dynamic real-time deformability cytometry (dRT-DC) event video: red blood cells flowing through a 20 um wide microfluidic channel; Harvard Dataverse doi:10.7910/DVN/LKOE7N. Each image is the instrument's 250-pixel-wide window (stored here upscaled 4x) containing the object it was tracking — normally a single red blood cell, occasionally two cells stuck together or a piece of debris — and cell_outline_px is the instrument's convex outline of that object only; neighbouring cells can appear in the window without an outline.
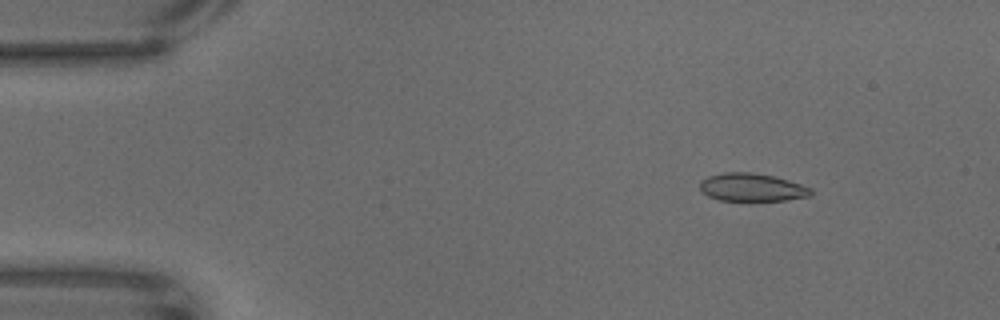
{"species": "common noctule bat (a hibernating species)", "species_latin": "Nyctalus noctula", "temperature_condition": "warm", "stored_images_in_passage": 64, "camera_frame_rate_fps": 3000, "um_per_image_px": 0.085, "animal": {"sex": "male", "body_mass_g": 18.8}, "frame": {"image": 1, "passage_image": 8, "time_ms": 2.333, "image_size_px": [1000, 320], "cell_outline_px": [[812, 196], [784, 200], [748, 204], [720, 200], [708, 196], [700, 188], [700, 180], [708, 176], [724, 172], [752, 172], [776, 176], [812, 188]], "centroid_in_image_um": [63.92, 15.97], "position_along_channel_um": 21.1, "area_um2": 19.02}}
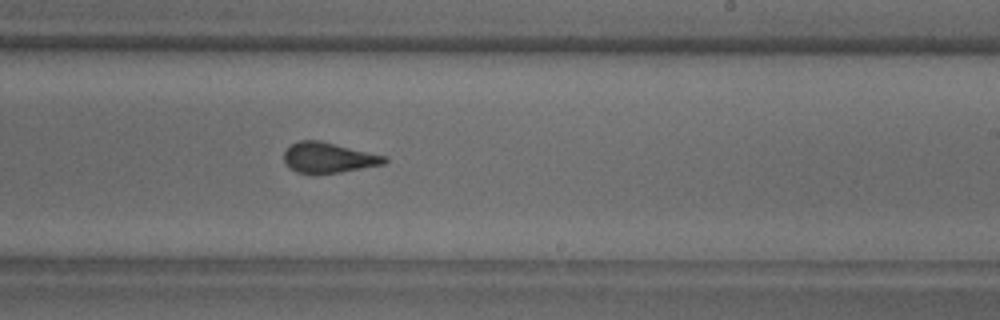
{"frame": {"image": 2, "passage_image": 39, "time_ms": 12.667, "image_size_px": [1000, 320], "cell_outline_px": [[388, 160], [384, 164], [340, 172], [296, 172], [288, 168], [284, 160], [284, 152], [292, 144], [300, 140], [320, 140], [388, 156]], "centroid_in_image_um": [27.94, 13.38], "position_along_channel_um": 261.1, "area_um2": 17.63}}
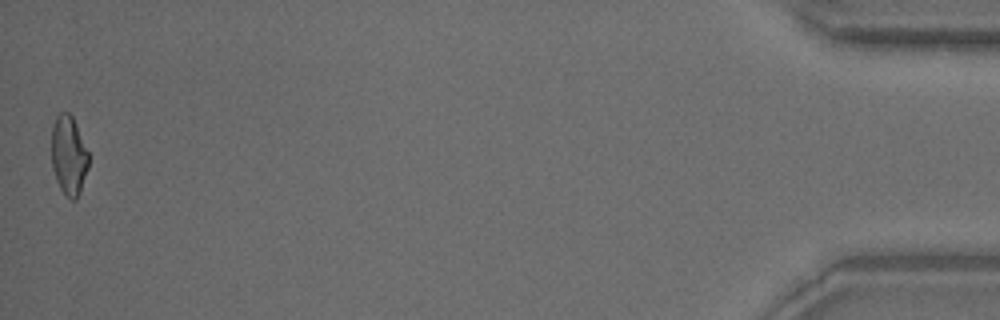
{"frame": {"image": 3, "passage_image": 64, "time_ms": 21.0, "image_size_px": [1000, 320], "cell_outline_px": [[88, 168], [80, 192], [76, 200], [72, 200], [60, 188], [56, 180], [52, 168], [52, 124], [56, 116], [60, 112], [68, 112], [72, 116], [88, 152]], "centroid_in_image_um": [5.83, 13.2], "position_along_channel_um": 429.4, "area_um2": 16.99}}